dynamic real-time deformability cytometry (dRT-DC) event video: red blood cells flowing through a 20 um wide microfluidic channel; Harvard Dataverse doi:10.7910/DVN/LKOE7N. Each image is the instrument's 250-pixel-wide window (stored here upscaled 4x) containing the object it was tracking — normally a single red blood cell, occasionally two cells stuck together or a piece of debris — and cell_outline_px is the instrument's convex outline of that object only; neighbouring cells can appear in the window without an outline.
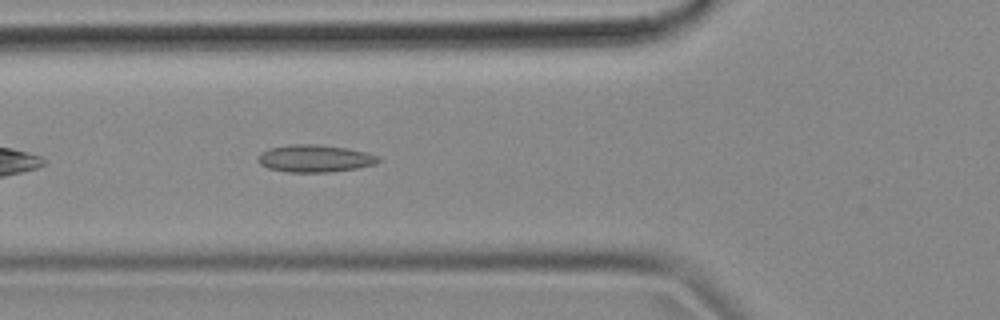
{"species": "common noctule bat (a hibernating species)", "species_latin": "Nyctalus noctula", "temperature_condition": "cold", "stored_images_in_passage": 41, "camera_frame_rate_fps": 3000, "um_per_image_px": 0.085, "animal": {"sex": "female", "body_mass_g": 18.4}, "frame": {"image": 1, "passage_image": 6, "time_ms": 1.667, "image_size_px": [1000, 320], "cell_outline_px": [[380, 160], [376, 164], [356, 168], [328, 172], [288, 172], [268, 168], [260, 164], [256, 160], [260, 152], [268, 148], [288, 144], [316, 144], [348, 148], [380, 156]], "centroid_in_image_um": [26.72, 13.46], "position_along_channel_um": 99.1, "area_um2": 19.31}}
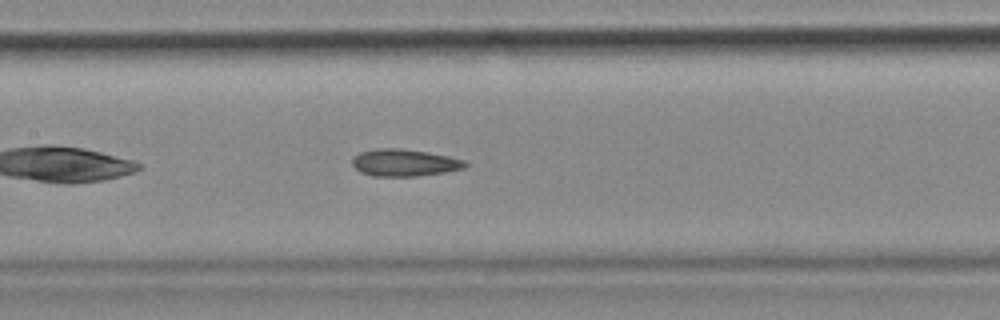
{"frame": {"image": 2, "passage_image": 12, "time_ms": 3.667, "image_size_px": [1000, 320], "cell_outline_px": [[468, 164], [464, 168], [444, 172], [416, 176], [372, 176], [360, 172], [352, 164], [352, 160], [360, 152], [376, 148], [400, 148], [428, 152], [448, 156], [464, 160]], "centroid_in_image_um": [34.36, 13.82], "position_along_channel_um": 173.0, "area_um2": 17.74}}
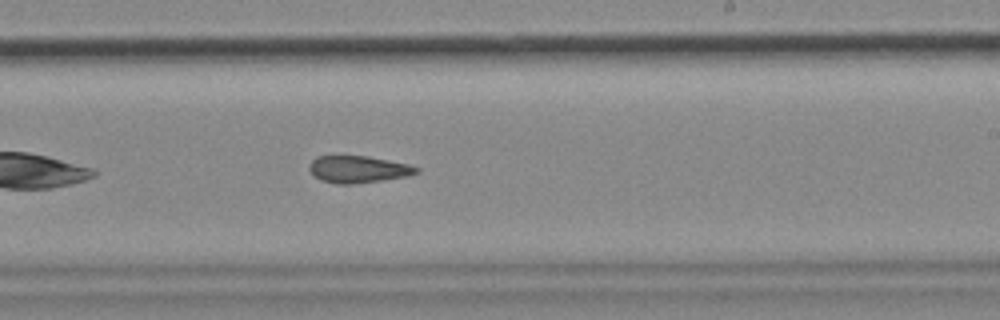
{"frame": {"image": 3, "passage_image": 19, "time_ms": 6.0, "image_size_px": [1000, 320], "cell_outline_px": [[420, 172], [408, 176], [352, 184], [336, 184], [320, 180], [308, 168], [312, 160], [316, 156], [368, 156], [408, 164], [420, 168]], "centroid_in_image_um": [30.46, 14.39], "position_along_channel_um": 258.5, "area_um2": 16.76}, "authors_computed_cell_mechanics": {"area_um2": 17.6868, "velocity_mm_per_s": 3.6828, "shape_relaxation_time_tau1_ms": null, "shape_relaxation_time_tau2_ms": 6.3141, "deformation_change_tau1": null, "deformation_change_tau2": 0.1522}}